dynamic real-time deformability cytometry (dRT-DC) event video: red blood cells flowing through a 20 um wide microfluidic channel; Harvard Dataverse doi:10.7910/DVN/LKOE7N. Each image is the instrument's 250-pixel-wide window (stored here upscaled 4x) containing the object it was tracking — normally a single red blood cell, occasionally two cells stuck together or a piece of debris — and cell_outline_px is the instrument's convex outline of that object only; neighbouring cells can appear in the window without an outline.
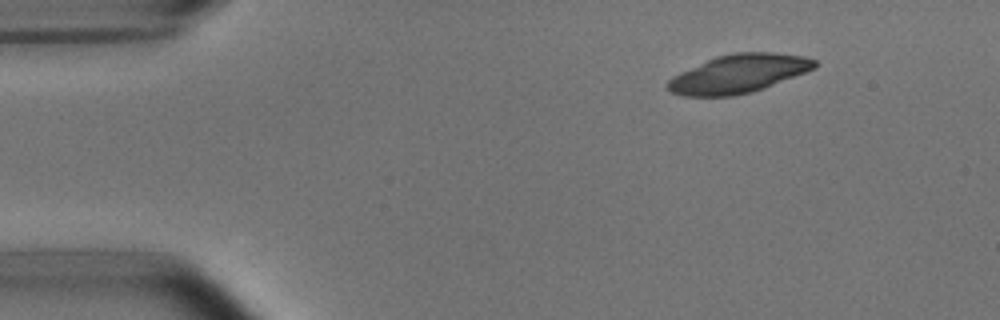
{"species": "common noctule bat (a hibernating species)", "species_latin": "Nyctalus noctula", "temperature_condition": "room temperature", "stored_images_in_passage": 47, "camera_frame_rate_fps": 3000, "um_per_image_px": 0.085, "animal": {"sex": "male", "body_mass_g": 15.6}, "frame": {"image": 1, "passage_image": 1, "time_ms": 0.0, "image_size_px": [1000, 320], "cell_outline_px": [[816, 68], [752, 92], [732, 96], [684, 96], [672, 92], [664, 88], [668, 80], [672, 76], [680, 72], [716, 56], [732, 52], [772, 52], [804, 56], [816, 60]], "centroid_in_image_um": [62.74, 6.26], "position_along_channel_um": 22.3, "area_um2": 32.83}}